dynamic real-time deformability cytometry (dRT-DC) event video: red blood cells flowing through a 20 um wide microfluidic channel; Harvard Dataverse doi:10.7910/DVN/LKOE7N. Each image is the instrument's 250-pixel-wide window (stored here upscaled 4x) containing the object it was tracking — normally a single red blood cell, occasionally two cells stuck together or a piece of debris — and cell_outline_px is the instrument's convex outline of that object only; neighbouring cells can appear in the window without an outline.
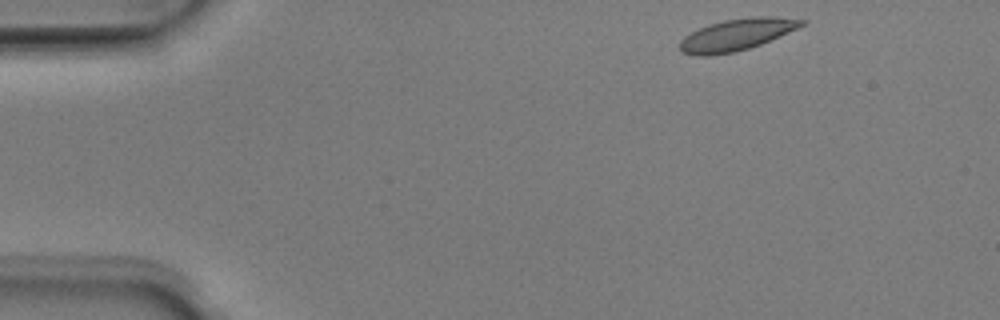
{"species": "Egyptian fruit bat (a non-hibernating species)", "species_latin": "Rousettus aegyptiacus", "temperature_condition": "room temperature", "stored_images_in_passage": 45, "camera_frame_rate_fps": 3000, "um_per_image_px": 0.085, "animal": {"sex": "male"}, "frame": {"image": 1, "passage_image": 1, "time_ms": 0.0, "image_size_px": [1000, 320], "cell_outline_px": [[808, 20], [804, 24], [796, 28], [760, 44], [736, 52], [708, 56], [700, 56], [680, 52], [680, 40], [684, 36], [708, 24], [724, 20], [756, 16], [772, 16]], "centroid_in_image_um": [62.57, 2.95], "position_along_channel_um": 22.4, "area_um2": 22.25}}
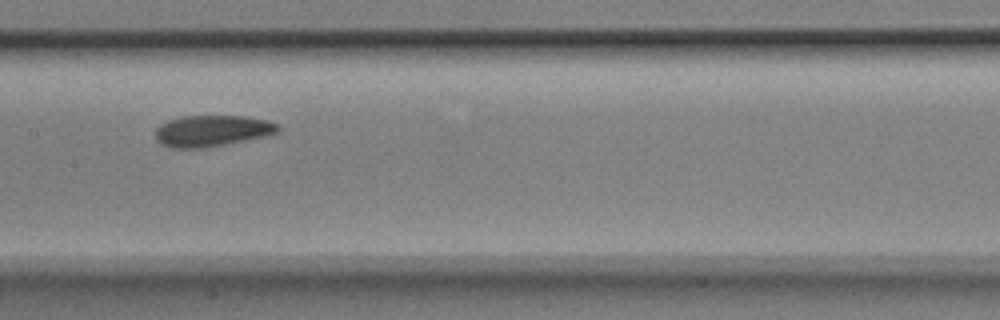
{"frame": {"image": 2, "passage_image": 20, "time_ms": 6.333, "image_size_px": [1000, 320], "cell_outline_px": [[280, 132], [264, 136], [204, 148], [172, 148], [160, 144], [156, 140], [156, 128], [160, 124], [168, 120], [184, 116], [244, 116], [264, 120], [280, 124]], "centroid_in_image_um": [18.0, 11.12], "position_along_channel_um": 189.4, "area_um2": 22.25}}
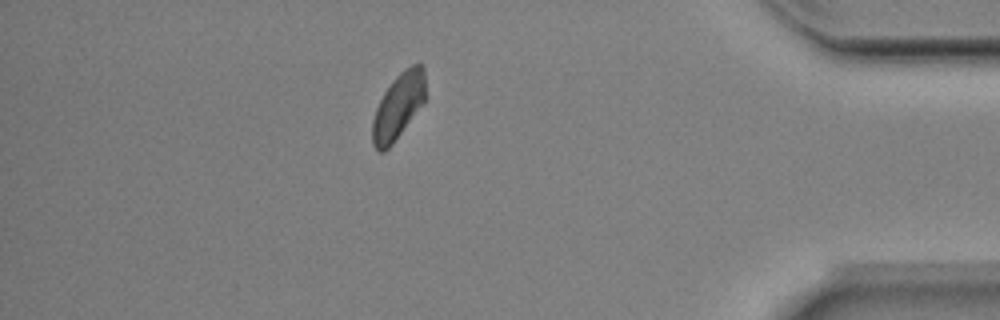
{"frame": {"image": 3, "passage_image": 39, "time_ms": 12.667, "image_size_px": [1000, 320], "cell_outline_px": [[424, 100], [392, 144], [384, 152], [380, 152], [372, 144], [372, 120], [376, 108], [384, 92], [396, 76], [404, 68], [412, 64], [424, 64]], "centroid_in_image_um": [33.82, 9.01], "position_along_channel_um": 401.4, "area_um2": 19.83}, "authors_computed_cell_mechanics": {"area_um2": 21.5594, "velocity_mm_per_s": 3.9643, "shape_relaxation_time_tau1_ms": 4.2131, "shape_relaxation_time_tau2_ms": null, "deformation_change_tau1": 0.0934, "deformation_change_tau2": null}}